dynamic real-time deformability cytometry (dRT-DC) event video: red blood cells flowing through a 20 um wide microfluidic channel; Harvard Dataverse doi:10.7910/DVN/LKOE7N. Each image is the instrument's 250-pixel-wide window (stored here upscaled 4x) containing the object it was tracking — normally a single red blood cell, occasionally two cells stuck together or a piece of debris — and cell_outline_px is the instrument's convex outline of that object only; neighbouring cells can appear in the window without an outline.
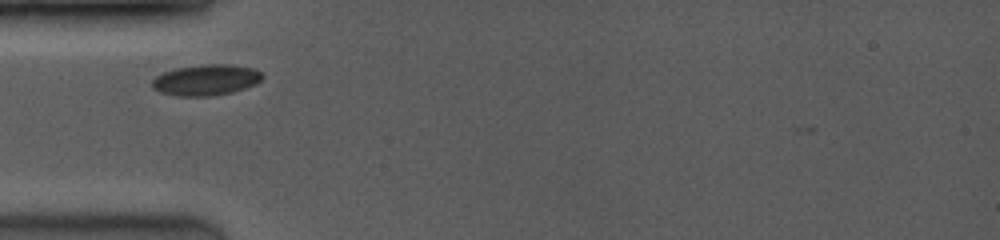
{"species": "common noctule bat (a hibernating species)", "species_latin": "Nyctalus noctula", "temperature_condition": "room temperature", "stored_images_in_passage": 5, "camera_frame_rate_fps": 3500, "um_per_image_px": 0.085, "animal": {"sex": "female", "body_mass_g": 19.0, "forearm_length_mm": 53.3}, "frame": {"image": 1, "passage_image": 1, "time_ms": 0.0, "image_size_px": [1000, 240], "cell_outline_px": [[264, 76], [256, 84], [232, 92], [212, 96], [176, 96], [160, 92], [152, 88], [152, 80], [156, 76], [164, 72], [176, 68], [204, 64], [228, 64], [256, 68]], "centroid_in_image_um": [17.51, 6.79], "position_along_channel_um": 67.5, "area_um2": 19.94}}